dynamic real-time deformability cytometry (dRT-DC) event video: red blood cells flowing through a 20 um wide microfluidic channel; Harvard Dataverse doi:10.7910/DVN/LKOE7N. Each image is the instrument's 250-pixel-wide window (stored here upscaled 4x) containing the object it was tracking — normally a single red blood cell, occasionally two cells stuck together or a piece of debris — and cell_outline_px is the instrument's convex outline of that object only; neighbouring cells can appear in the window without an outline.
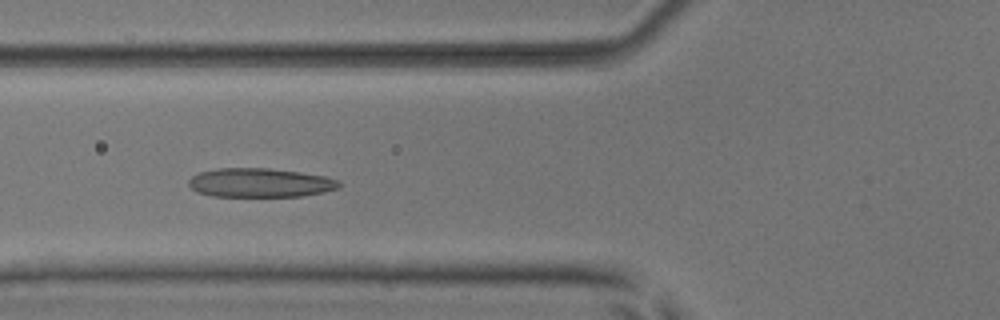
{"species": "common noctule bat (a hibernating species)", "species_latin": "Nyctalus noctula", "temperature_condition": "room temperature", "stored_images_in_passage": 21, "camera_frame_rate_fps": 3000, "um_per_image_px": 0.085, "animal": {"sex": "male", "body_mass_g": 17.9, "forearm_length_mm": 54.2}, "frame": {"image": 1, "passage_image": 21, "time_ms": 6.667, "image_size_px": [1000, 320], "cell_outline_px": [[340, 188], [324, 192], [300, 196], [212, 196], [196, 192], [188, 184], [188, 180], [192, 176], [200, 172], [216, 168], [268, 168], [300, 172], [324, 176], [340, 180]], "centroid_in_image_um": [22.1, 15.53], "position_along_channel_um": 103.7, "area_um2": 25.49}}